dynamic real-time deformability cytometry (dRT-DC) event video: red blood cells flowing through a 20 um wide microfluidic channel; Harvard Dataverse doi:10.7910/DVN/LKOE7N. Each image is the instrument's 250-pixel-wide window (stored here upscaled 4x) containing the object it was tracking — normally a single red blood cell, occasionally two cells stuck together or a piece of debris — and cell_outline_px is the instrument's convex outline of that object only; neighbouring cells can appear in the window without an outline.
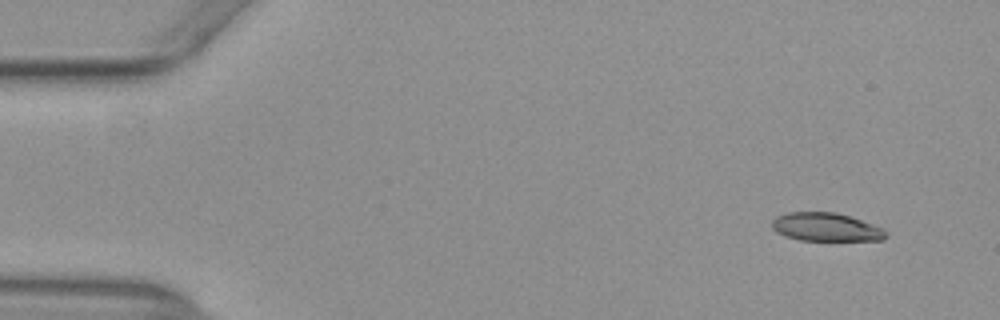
{"species": "common noctule bat (a hibernating species)", "species_latin": "Nyctalus noctula", "temperature_condition": "warm", "stored_images_in_passage": 54, "camera_frame_rate_fps": 3000, "um_per_image_px": 0.085, "animal": {"sex": "female", "body_mass_g": 29.2, "forearm_length_mm": 56.3}, "frame": {"image": 1, "passage_image": 5, "time_ms": 1.333, "image_size_px": [1000, 320], "cell_outline_px": [[888, 236], [884, 240], [800, 240], [784, 236], [776, 232], [772, 228], [772, 220], [776, 216], [788, 212], [836, 212], [884, 228]], "centroid_in_image_um": [70.19, 19.3], "position_along_channel_um": 14.8, "area_um2": 18.84}}
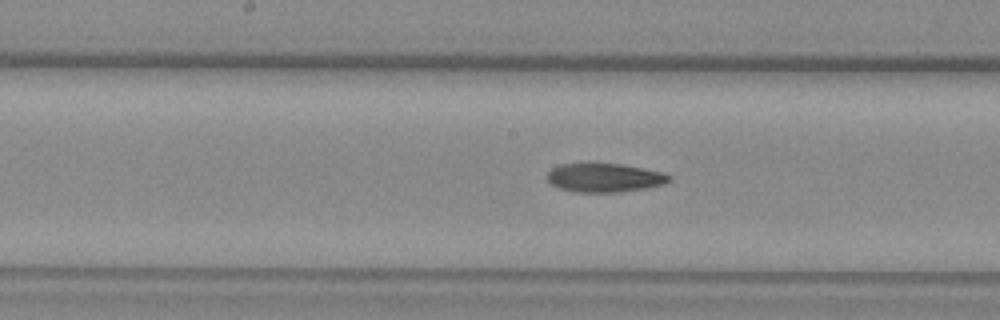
{"frame": {"image": 2, "passage_image": 28, "time_ms": 9.0, "image_size_px": [1000, 320], "cell_outline_px": [[672, 180], [664, 184], [644, 188], [616, 192], [576, 192], [560, 188], [552, 184], [548, 180], [548, 172], [552, 168], [560, 164], [620, 164], [664, 172], [672, 176]], "centroid_in_image_um": [51.42, 15.1], "position_along_channel_um": 196.8, "area_um2": 20.23}}
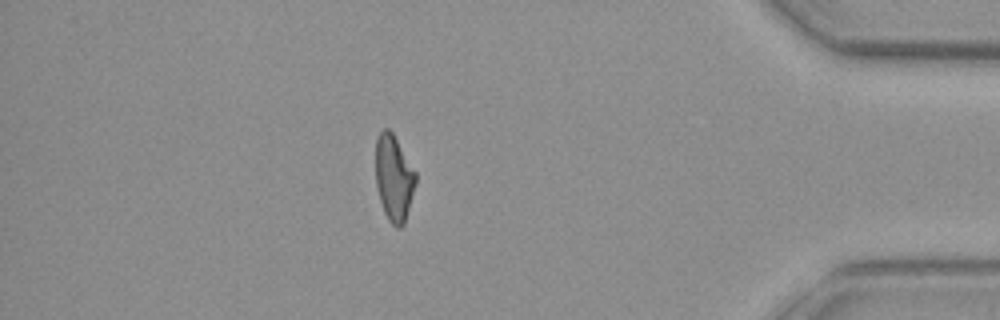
{"frame": {"image": 3, "passage_image": 47, "time_ms": 15.333, "image_size_px": [1000, 320], "cell_outline_px": [[416, 184], [404, 224], [400, 228], [396, 228], [388, 220], [384, 212], [376, 188], [376, 136], [384, 128], [388, 128], [392, 132], [416, 172]], "centroid_in_image_um": [33.47, 15.14], "position_along_channel_um": 401.7, "area_um2": 20.11}, "authors_computed_cell_mechanics": {"area_um2": 20.5768, "velocity_mm_per_s": 3.9235, "shape_relaxation_time_tau1_ms": null, "shape_relaxation_time_tau2_ms": 4.4938, "deformation_change_tau1": null, "deformation_change_tau2": 0.1348}}